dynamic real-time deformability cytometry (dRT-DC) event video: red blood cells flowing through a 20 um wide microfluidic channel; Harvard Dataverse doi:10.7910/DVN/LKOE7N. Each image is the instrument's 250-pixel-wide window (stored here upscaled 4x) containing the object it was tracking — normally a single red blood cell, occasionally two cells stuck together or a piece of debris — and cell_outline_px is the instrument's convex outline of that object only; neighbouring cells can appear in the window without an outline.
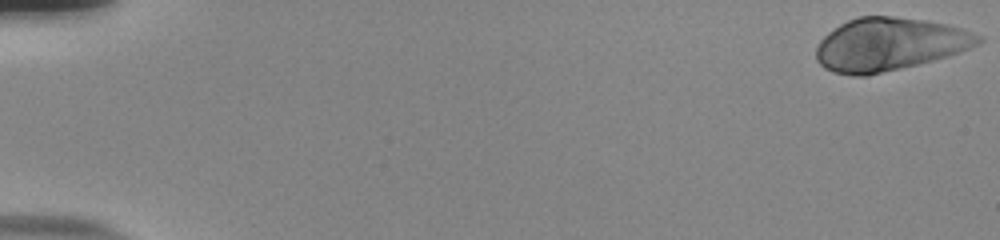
{"species": "human", "species_latin": "Homo sapiens", "temperature_condition": "room temperature", "stored_images_in_passage": 54, "camera_frame_rate_fps": 3000, "um_per_image_px": 0.085, "donor": {"sex": "male"}, "frame": {"image": 1, "passage_image": 1, "time_ms": 0.0, "image_size_px": [1000, 240], "cell_outline_px": [[984, 40], [980, 44], [960, 52], [932, 60], [868, 76], [852, 76], [832, 72], [824, 68], [816, 60], [816, 48], [820, 40], [828, 32], [840, 24], [848, 20], [860, 16], [892, 16], [928, 20], [948, 24], [984, 36]], "centroid_in_image_um": [75.59, 3.76], "position_along_channel_um": 9.4, "area_um2": 50.17}}
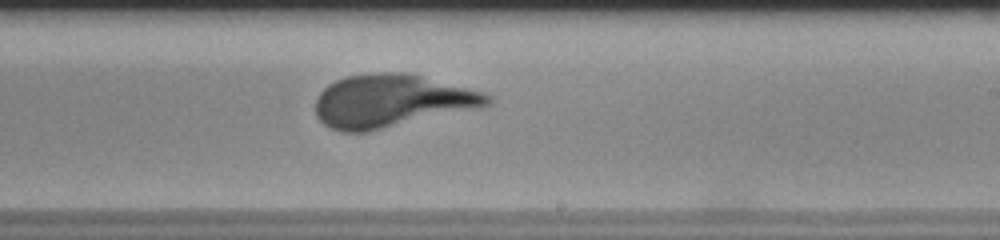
{"frame": {"image": 2, "passage_image": 34, "time_ms": 11.0, "image_size_px": [1000, 240], "cell_outline_px": [[492, 100], [488, 104], [480, 108], [368, 132], [340, 132], [324, 124], [316, 116], [316, 96], [328, 84], [336, 80], [348, 76], [372, 72], [408, 72], [484, 92]], "centroid_in_image_um": [33.26, 8.58], "position_along_channel_um": 255.7, "area_um2": 53.18}}
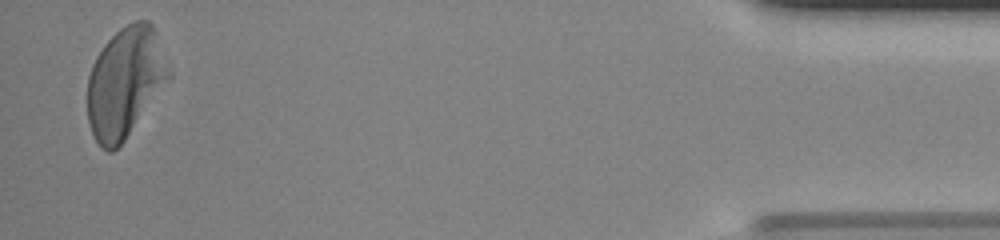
{"frame": {"image": 3, "passage_image": 53, "time_ms": 17.333, "image_size_px": [1000, 240], "cell_outline_px": [[172, 72], [124, 140], [112, 152], [108, 152], [100, 148], [92, 132], [88, 120], [88, 76], [92, 64], [96, 56], [104, 44], [120, 28], [136, 20], [148, 20], [156, 28]], "centroid_in_image_um": [10.62, 6.95], "position_along_channel_um": 424.6, "area_um2": 51.73}}